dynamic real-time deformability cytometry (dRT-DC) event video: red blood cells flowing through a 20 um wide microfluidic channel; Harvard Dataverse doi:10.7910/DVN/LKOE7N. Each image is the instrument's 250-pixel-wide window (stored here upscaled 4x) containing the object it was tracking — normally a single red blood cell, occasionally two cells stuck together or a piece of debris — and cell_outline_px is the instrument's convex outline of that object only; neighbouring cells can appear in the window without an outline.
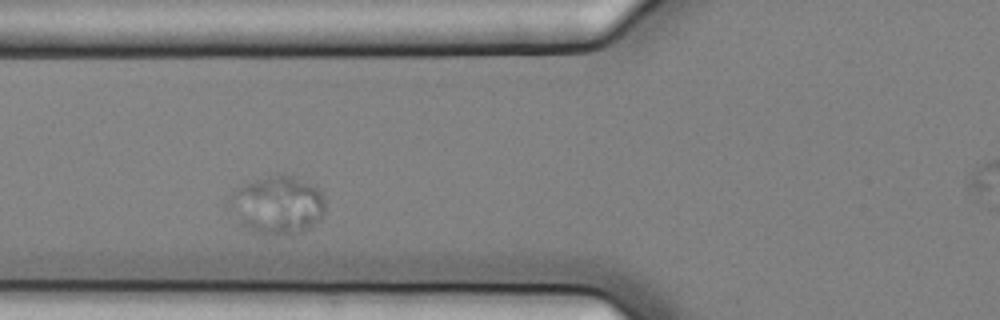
{"species": "common noctule bat (a hibernating species)", "species_latin": "Nyctalus noctula", "temperature_condition": "cold", "stored_images_in_passage": 4, "camera_frame_rate_fps": 3000, "um_per_image_px": 0.085, "animal": {"sex": "female", "body_mass_g": 25.1}, "frame": {"image": 1, "passage_image": 3, "time_ms": 0.667, "image_size_px": [1000, 320], "cell_outline_px": [[324, 212], [320, 220], [308, 228], [300, 232], [272, 236], [268, 236], [256, 232], [240, 224], [228, 208], [228, 196], [240, 184], [276, 172], [292, 176], [316, 184], [324, 196]], "centroid_in_image_um": [23.55, 17.39], "position_along_channel_um": 102.3, "area_um2": 33.41}}
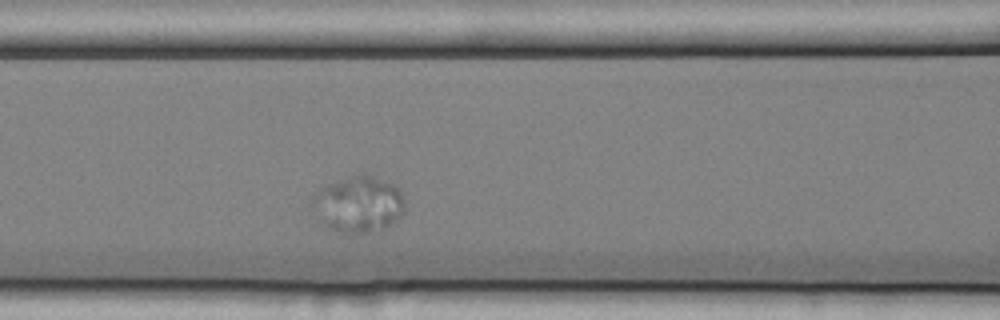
{"frame": {"image": 2, "passage_image": 4, "time_ms": 1.0, "image_size_px": [1000, 320], "cell_outline_px": [[404, 212], [392, 224], [384, 228], [368, 232], [348, 236], [324, 228], [320, 224], [308, 208], [308, 200], [320, 188], [328, 184], [348, 176], [364, 172], [392, 184], [404, 196]], "centroid_in_image_um": [30.34, 17.4], "position_along_channel_um": 136.3, "area_um2": 31.67}}